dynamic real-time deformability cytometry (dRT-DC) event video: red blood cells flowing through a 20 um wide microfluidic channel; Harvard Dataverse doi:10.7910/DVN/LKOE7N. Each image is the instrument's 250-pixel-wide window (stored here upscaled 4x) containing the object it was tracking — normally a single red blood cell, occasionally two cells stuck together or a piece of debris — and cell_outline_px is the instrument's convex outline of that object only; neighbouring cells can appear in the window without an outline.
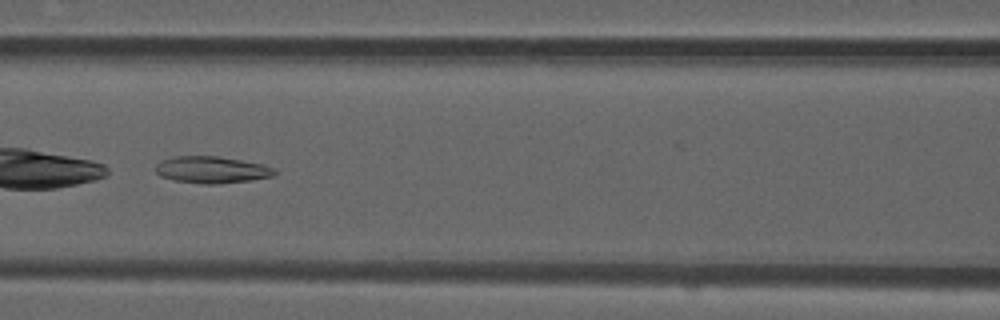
{"species": "common noctule bat (a hibernating species)", "species_latin": "Nyctalus noctula", "temperature_condition": "room temperature", "stored_images_in_passage": 38, "camera_frame_rate_fps": 3000, "um_per_image_px": 0.085, "animal": {"sex": "male", "forearm_length_mm": 52.5}, "frame": {"image": 1, "passage_image": 12, "time_ms": 3.667, "image_size_px": [1000, 320], "cell_outline_px": [[276, 172], [272, 176], [248, 180], [216, 184], [200, 184], [176, 180], [160, 176], [156, 172], [156, 164], [160, 160], [172, 156], [216, 156], [264, 164], [276, 168]], "centroid_in_image_um": [17.97, 14.42], "position_along_channel_um": 148.6, "area_um2": 18.55}, "authors_computed_cell_mechanics": {"area_um2": 17.7735, "velocity_mm_per_s": 3.9177, "shape_relaxation_time_tau1_ms": null, "shape_relaxation_time_tau2_ms": 3.9258, "deformation_change_tau1": null, "deformation_change_tau2": 0.1253}}